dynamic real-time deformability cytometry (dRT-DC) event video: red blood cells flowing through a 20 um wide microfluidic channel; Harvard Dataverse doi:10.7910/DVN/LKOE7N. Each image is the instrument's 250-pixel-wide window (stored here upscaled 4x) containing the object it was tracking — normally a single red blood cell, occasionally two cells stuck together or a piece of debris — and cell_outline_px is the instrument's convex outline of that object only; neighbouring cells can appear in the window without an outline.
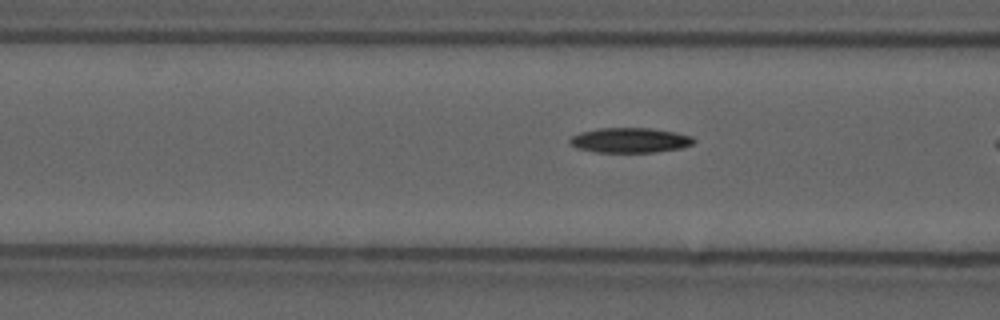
{"species": "common noctule bat (a hibernating species)", "species_latin": "Nyctalus noctula", "temperature_condition": "cold", "stored_images_in_passage": 19, "camera_frame_rate_fps": 3000, "um_per_image_px": 0.085, "animal": {"sex": "male", "forearm_length_mm": 52.5}, "frame": {"image": 1, "passage_image": 16, "time_ms": 5.0, "image_size_px": [1000, 320], "cell_outline_px": [[696, 140], [692, 144], [680, 148], [656, 152], [596, 152], [576, 148], [568, 144], [568, 140], [572, 136], [580, 132], [600, 128], [648, 128], [676, 132], [692, 136]], "centroid_in_image_um": [53.52, 11.92], "position_along_channel_um": 113.1, "area_um2": 18.09}}